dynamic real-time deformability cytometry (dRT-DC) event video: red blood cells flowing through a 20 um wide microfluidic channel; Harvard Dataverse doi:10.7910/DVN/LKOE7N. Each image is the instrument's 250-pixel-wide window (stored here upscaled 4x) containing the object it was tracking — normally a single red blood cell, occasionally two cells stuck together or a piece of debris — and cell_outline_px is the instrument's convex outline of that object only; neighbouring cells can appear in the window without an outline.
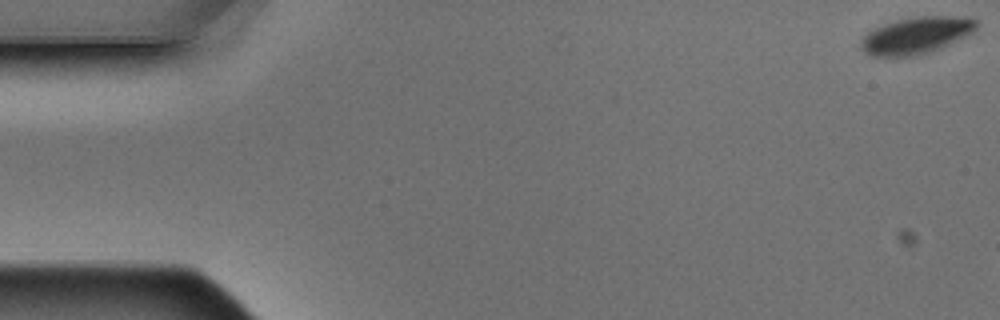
{"species": "Egyptian fruit bat (a non-hibernating species)", "species_latin": "Rousettus aegyptiacus", "temperature_condition": "warm", "stored_images_in_passage": 4, "camera_frame_rate_fps": 3000, "um_per_image_px": 0.085, "animal": {"sex": "male"}, "frame": {"image": 1, "passage_image": 1, "time_ms": 0.0, "image_size_px": [1000, 320], "cell_outline_px": [[976, 28], [972, 32], [940, 48], [920, 56], [872, 56], [864, 52], [860, 48], [860, 44], [864, 36], [868, 32], [884, 24], [896, 20], [916, 16], [952, 16], [976, 20]], "centroid_in_image_um": [77.83, 3.02], "position_along_channel_um": 7.2, "area_um2": 24.45}}